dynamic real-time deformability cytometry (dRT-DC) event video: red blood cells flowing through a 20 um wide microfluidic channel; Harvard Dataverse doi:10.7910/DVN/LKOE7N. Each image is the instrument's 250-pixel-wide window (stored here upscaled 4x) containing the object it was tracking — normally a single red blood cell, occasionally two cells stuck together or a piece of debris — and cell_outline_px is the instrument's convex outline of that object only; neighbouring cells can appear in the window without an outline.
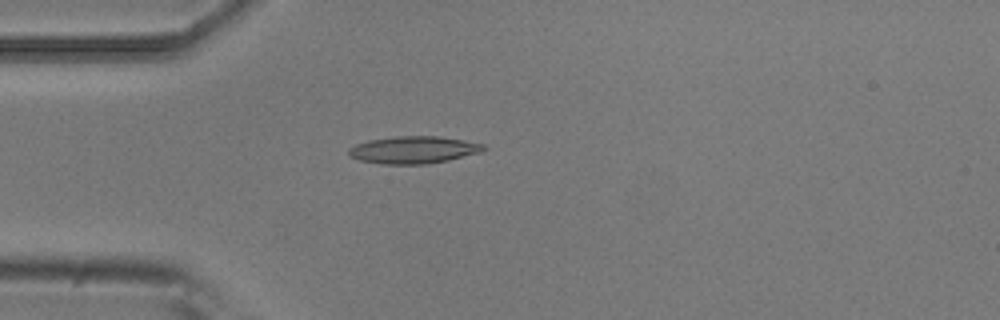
{"species": "common noctule bat (a hibernating species)", "species_latin": "Nyctalus noctula", "temperature_condition": "room temperature", "stored_images_in_passage": 5, "camera_frame_rate_fps": 3000, "um_per_image_px": 0.085, "animal": {"sex": "male", "body_mass_g": 20.5, "forearm_length_mm": 52.5}, "frame": {"image": 1, "passage_image": 4, "time_ms": 1.0, "image_size_px": [1000, 320], "cell_outline_px": [[488, 148], [480, 152], [448, 160], [428, 164], [380, 164], [360, 160], [348, 156], [348, 148], [356, 144], [368, 140], [396, 136], [440, 136], [464, 140], [484, 144]], "centroid_in_image_um": [35.14, 12.73], "position_along_channel_um": 49.9, "area_um2": 21.56}}